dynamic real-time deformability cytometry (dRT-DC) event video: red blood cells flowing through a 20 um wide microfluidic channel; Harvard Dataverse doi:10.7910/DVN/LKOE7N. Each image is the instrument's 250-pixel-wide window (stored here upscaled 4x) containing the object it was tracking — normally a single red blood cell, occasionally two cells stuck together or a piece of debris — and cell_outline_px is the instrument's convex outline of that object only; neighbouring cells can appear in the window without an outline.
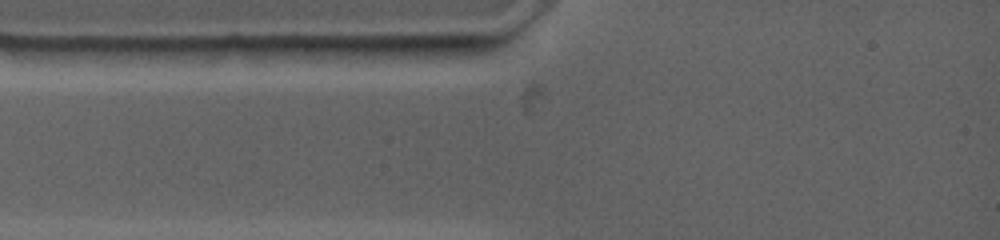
{"species": "common noctule bat (a hibernating species)", "species_latin": "Nyctalus noctula", "temperature_condition": "warm", "stored_images_in_passage": 3, "camera_frame_rate_fps": 4500, "um_per_image_px": 0.085, "animal": {"sex": "female", "body_mass_g": 19.0, "forearm_length_mm": 53.3}, "frame": {"image": 1, "passage_image": 3, "time_ms": 0.444, "image_size_px": [1000, 240], "cell_outline_px": [[436, 48], [428, 56], [336, 56], [304, 48], [304, 44], [432, 44]], "centroid_in_image_um": [31.72, 4.22], "position_along_channel_um": 53.3, "area_um2": 10.23}}